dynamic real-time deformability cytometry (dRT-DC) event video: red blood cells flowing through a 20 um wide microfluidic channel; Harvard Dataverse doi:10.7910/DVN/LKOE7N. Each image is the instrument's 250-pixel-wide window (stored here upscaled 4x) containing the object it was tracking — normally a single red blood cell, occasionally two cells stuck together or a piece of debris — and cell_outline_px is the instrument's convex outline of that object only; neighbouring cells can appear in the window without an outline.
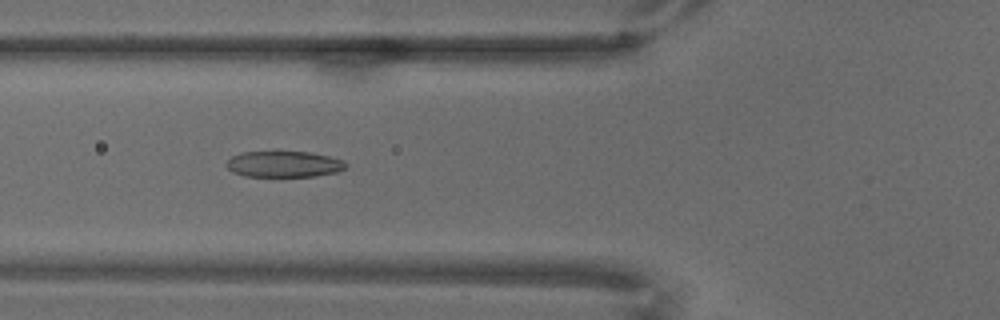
{"species": "common noctule bat (a hibernating species)", "species_latin": "Nyctalus noctula", "temperature_condition": "warm", "stored_images_in_passage": 66, "camera_frame_rate_fps": 3000, "um_per_image_px": 0.085, "animal": {"sex": "male", "body_mass_g": 18.8}, "frame": {"image": 1, "passage_image": 27, "time_ms": 8.667, "image_size_px": [1000, 320], "cell_outline_px": [[348, 164], [344, 168], [336, 172], [316, 176], [244, 176], [232, 172], [224, 164], [232, 156], [240, 152], [308, 152], [328, 156], [344, 160]], "centroid_in_image_um": [24.11, 13.95], "position_along_channel_um": 101.7, "area_um2": 18.09}}
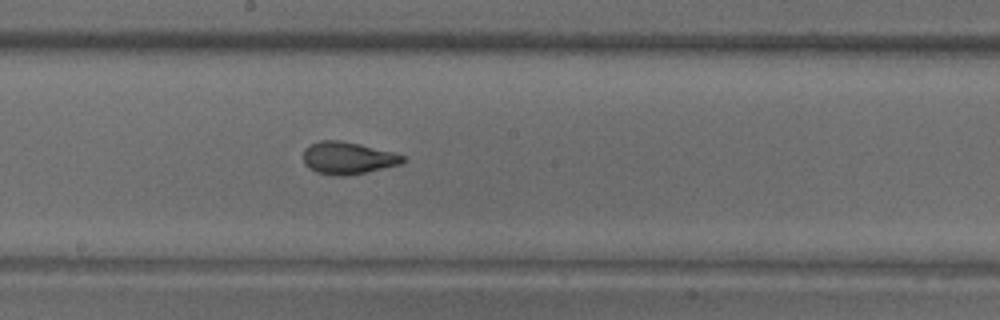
{"frame": {"image": 2, "passage_image": 39, "time_ms": 12.667, "image_size_px": [1000, 320], "cell_outline_px": [[408, 160], [400, 164], [364, 172], [344, 176], [332, 176], [316, 172], [308, 168], [304, 164], [304, 148], [320, 140], [340, 140], [360, 144], [392, 152], [404, 156]], "centroid_in_image_um": [29.54, 13.43], "position_along_channel_um": 218.7, "area_um2": 18.67}}
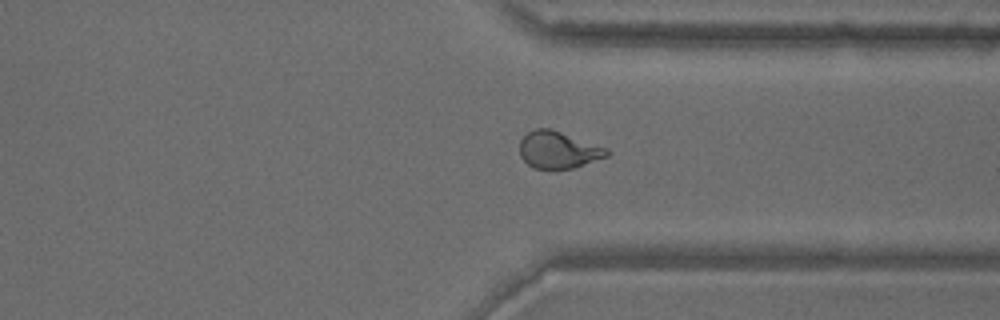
{"frame": {"image": 3, "passage_image": 54, "time_ms": 17.667, "image_size_px": [1000, 320], "cell_outline_px": [[608, 156], [572, 168], [556, 172], [532, 168], [520, 156], [520, 140], [532, 128], [552, 128], [608, 148]], "centroid_in_image_um": [47.43, 12.76], "position_along_channel_um": 364.0, "area_um2": 19.36}}